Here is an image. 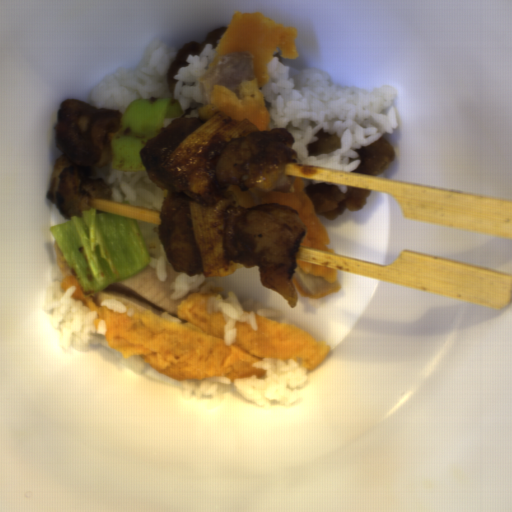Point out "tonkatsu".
<instances>
[{
	"label": "tonkatsu",
	"instance_id": "tonkatsu-3",
	"mask_svg": "<svg viewBox=\"0 0 512 512\" xmlns=\"http://www.w3.org/2000/svg\"><path fill=\"white\" fill-rule=\"evenodd\" d=\"M238 197L239 205L252 208L263 204H280L298 212L305 225V233L298 246L335 252L328 238L326 227L314 204L305 192L306 186L301 178L291 177L286 189L273 192H259L253 189L245 191L229 186Z\"/></svg>",
	"mask_w": 512,
	"mask_h": 512
},
{
	"label": "tonkatsu",
	"instance_id": "tonkatsu-2",
	"mask_svg": "<svg viewBox=\"0 0 512 512\" xmlns=\"http://www.w3.org/2000/svg\"><path fill=\"white\" fill-rule=\"evenodd\" d=\"M283 59L299 53L296 28H288L261 12L233 13L202 79L206 104L199 119L220 112L233 120H248L258 132L271 131L263 88L269 82L273 55Z\"/></svg>",
	"mask_w": 512,
	"mask_h": 512
},
{
	"label": "tonkatsu",
	"instance_id": "tonkatsu-1",
	"mask_svg": "<svg viewBox=\"0 0 512 512\" xmlns=\"http://www.w3.org/2000/svg\"><path fill=\"white\" fill-rule=\"evenodd\" d=\"M53 250L55 264L62 271L61 290L66 292L75 286L71 299L82 301L90 312L96 311L95 331L100 321H105L108 347L125 359L140 357L146 365L172 379H259L266 376V370L253 365L264 359H292L311 372L332 349L295 324H282L256 314L257 329L236 322L235 342L226 346L224 315L207 311L211 300L224 297V288L212 286L209 293L190 292L174 299L171 284L181 272L169 262L165 281L147 266L96 294L85 295L55 239ZM109 298L124 304L126 312L116 313L100 306Z\"/></svg>",
	"mask_w": 512,
	"mask_h": 512
},
{
	"label": "tonkatsu",
	"instance_id": "tonkatsu-4",
	"mask_svg": "<svg viewBox=\"0 0 512 512\" xmlns=\"http://www.w3.org/2000/svg\"><path fill=\"white\" fill-rule=\"evenodd\" d=\"M292 279L298 295L306 298L321 299L341 290L337 272L334 268L297 261Z\"/></svg>",
	"mask_w": 512,
	"mask_h": 512
}]
</instances>
